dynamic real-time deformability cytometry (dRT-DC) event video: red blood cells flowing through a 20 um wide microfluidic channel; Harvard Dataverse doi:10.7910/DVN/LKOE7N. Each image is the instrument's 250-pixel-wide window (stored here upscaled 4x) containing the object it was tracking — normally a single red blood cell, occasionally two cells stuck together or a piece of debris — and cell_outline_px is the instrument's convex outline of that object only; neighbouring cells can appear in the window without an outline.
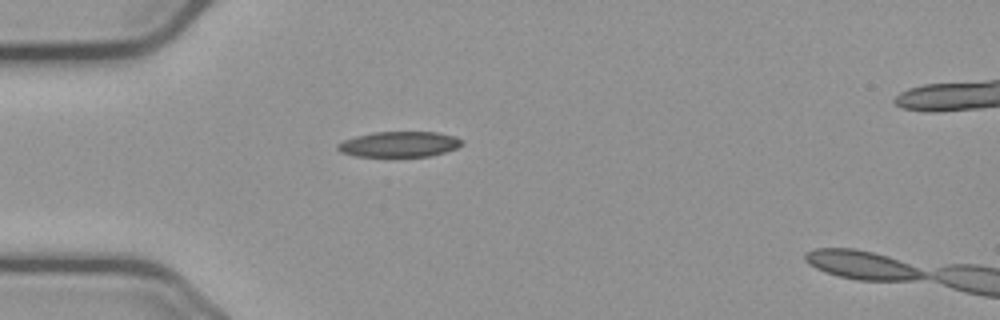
{"species": "common noctule bat (a hibernating species)", "species_latin": "Nyctalus noctula", "temperature_condition": "cold", "stored_images_in_passage": 41, "camera_frame_rate_fps": 3000, "um_per_image_px": 0.085, "animal": {"sex": "male", "body_mass_g": 23.1, "forearm_length_mm": 52.7}, "frame": {"image": 1, "passage_image": 1, "time_ms": 0.0, "image_size_px": [1000, 320], "cell_outline_px": [[464, 144], [456, 148], [432, 156], [356, 156], [340, 152], [336, 148], [336, 144], [344, 140], [356, 136], [372, 132], [436, 132], [456, 136], [464, 140]], "centroid_in_image_um": [33.96, 12.25], "position_along_channel_um": 51.0, "area_um2": 18.55}}
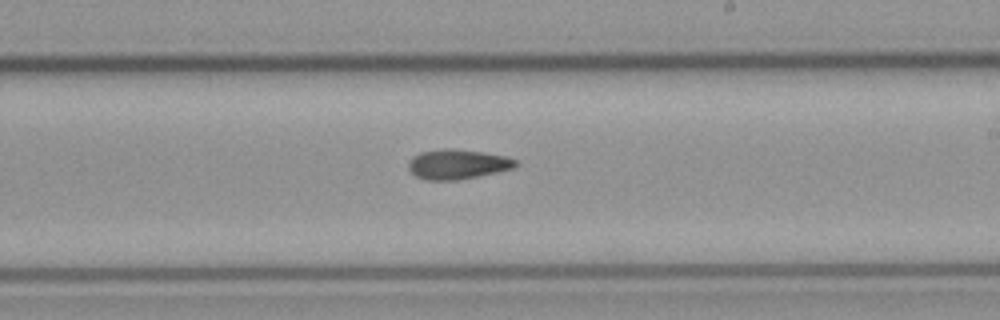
{"frame": {"image": 2, "passage_image": 18, "time_ms": 5.667, "image_size_px": [1000, 320], "cell_outline_px": [[516, 164], [512, 168], [496, 172], [460, 180], [424, 180], [416, 176], [408, 168], [408, 164], [412, 156], [420, 152], [444, 148], [452, 148], [480, 152], [504, 156], [516, 160]], "centroid_in_image_um": [38.82, 13.96], "position_along_channel_um": 250.2, "area_um2": 18.44}}
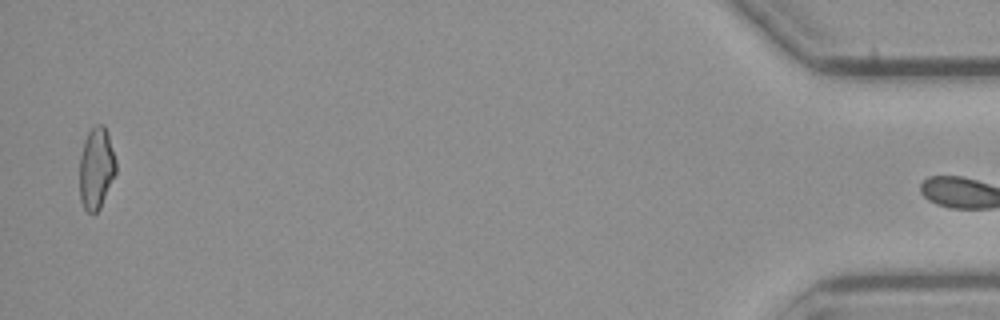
{"frame": {"image": 3, "passage_image": 40, "time_ms": 13.0, "image_size_px": [1000, 320], "cell_outline_px": [[116, 172], [100, 208], [96, 212], [88, 212], [84, 208], [80, 200], [80, 156], [84, 140], [88, 132], [96, 124], [104, 124], [108, 132], [116, 160]], "centroid_in_image_um": [8.19, 14.27], "position_along_channel_um": 427.0, "area_um2": 17.34}, "authors_computed_cell_mechanics": {"area_um2": 18.0336, "velocity_mm_per_s": 3.6956, "shape_relaxation_time_tau1_ms": null, "shape_relaxation_time_tau2_ms": 8.1665, "deformation_change_tau1": null, "deformation_change_tau2": 0.178}}